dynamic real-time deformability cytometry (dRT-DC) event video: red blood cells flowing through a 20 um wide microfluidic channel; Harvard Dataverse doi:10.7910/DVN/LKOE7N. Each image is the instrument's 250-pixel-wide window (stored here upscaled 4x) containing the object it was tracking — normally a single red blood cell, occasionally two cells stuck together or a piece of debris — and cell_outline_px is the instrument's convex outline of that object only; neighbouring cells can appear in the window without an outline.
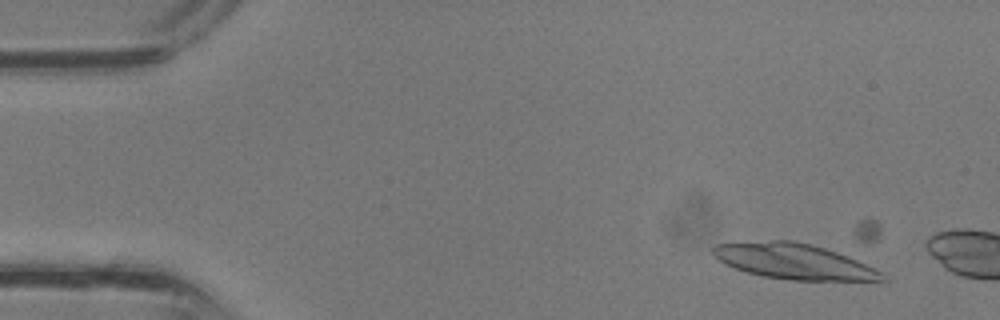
{"species": "common noctule bat (a hibernating species)", "species_latin": "Nyctalus noctula", "temperature_condition": "room temperature", "stored_images_in_passage": 7, "camera_frame_rate_fps": 3000, "um_per_image_px": 0.085, "animal": {"sex": "male", "body_mass_g": 13.3}, "frame": {"image": 1, "passage_image": 4, "time_ms": 1.0, "image_size_px": [1000, 320], "cell_outline_px": [[888, 280], [792, 280], [764, 276], [748, 272], [724, 264], [712, 252], [712, 248], [716, 244], [772, 240], [792, 240], [812, 244], [836, 252], [856, 260], [880, 272]], "centroid_in_image_um": [67.43, 22.21], "position_along_channel_um": 17.6, "area_um2": 34.22}}